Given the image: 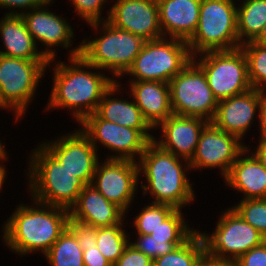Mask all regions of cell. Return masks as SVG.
Masks as SVG:
<instances>
[{
  "label": "cell",
  "mask_w": 266,
  "mask_h": 266,
  "mask_svg": "<svg viewBox=\"0 0 266 266\" xmlns=\"http://www.w3.org/2000/svg\"><path fill=\"white\" fill-rule=\"evenodd\" d=\"M182 209H177L150 234L159 240H187L197 229L191 228Z\"/></svg>",
  "instance_id": "32"
},
{
  "label": "cell",
  "mask_w": 266,
  "mask_h": 266,
  "mask_svg": "<svg viewBox=\"0 0 266 266\" xmlns=\"http://www.w3.org/2000/svg\"><path fill=\"white\" fill-rule=\"evenodd\" d=\"M191 60L187 41L170 37L145 41L133 64L122 77L130 76L129 81L169 83Z\"/></svg>",
  "instance_id": "8"
},
{
  "label": "cell",
  "mask_w": 266,
  "mask_h": 266,
  "mask_svg": "<svg viewBox=\"0 0 266 266\" xmlns=\"http://www.w3.org/2000/svg\"><path fill=\"white\" fill-rule=\"evenodd\" d=\"M8 151L6 150L3 142L0 140V163H4L8 159Z\"/></svg>",
  "instance_id": "46"
},
{
  "label": "cell",
  "mask_w": 266,
  "mask_h": 266,
  "mask_svg": "<svg viewBox=\"0 0 266 266\" xmlns=\"http://www.w3.org/2000/svg\"><path fill=\"white\" fill-rule=\"evenodd\" d=\"M202 0H157L163 37L188 41L196 31Z\"/></svg>",
  "instance_id": "23"
},
{
  "label": "cell",
  "mask_w": 266,
  "mask_h": 266,
  "mask_svg": "<svg viewBox=\"0 0 266 266\" xmlns=\"http://www.w3.org/2000/svg\"><path fill=\"white\" fill-rule=\"evenodd\" d=\"M88 26L100 36L92 38L90 35L78 42L81 45L80 56L90 65L110 72L114 81L123 80L122 76L133 64L145 41L113 26L108 20Z\"/></svg>",
  "instance_id": "5"
},
{
  "label": "cell",
  "mask_w": 266,
  "mask_h": 266,
  "mask_svg": "<svg viewBox=\"0 0 266 266\" xmlns=\"http://www.w3.org/2000/svg\"><path fill=\"white\" fill-rule=\"evenodd\" d=\"M177 209L168 204L148 203L135 215L134 233L150 235L161 223L169 218Z\"/></svg>",
  "instance_id": "31"
},
{
  "label": "cell",
  "mask_w": 266,
  "mask_h": 266,
  "mask_svg": "<svg viewBox=\"0 0 266 266\" xmlns=\"http://www.w3.org/2000/svg\"><path fill=\"white\" fill-rule=\"evenodd\" d=\"M136 105L149 125L155 129L173 114L169 83L161 81H128Z\"/></svg>",
  "instance_id": "22"
},
{
  "label": "cell",
  "mask_w": 266,
  "mask_h": 266,
  "mask_svg": "<svg viewBox=\"0 0 266 266\" xmlns=\"http://www.w3.org/2000/svg\"><path fill=\"white\" fill-rule=\"evenodd\" d=\"M36 147L27 158V171H24L30 196L38 202L70 211L86 185L72 176L40 143Z\"/></svg>",
  "instance_id": "4"
},
{
  "label": "cell",
  "mask_w": 266,
  "mask_h": 266,
  "mask_svg": "<svg viewBox=\"0 0 266 266\" xmlns=\"http://www.w3.org/2000/svg\"><path fill=\"white\" fill-rule=\"evenodd\" d=\"M265 99L266 92L250 89L243 94L220 100L212 123L220 130L244 141L251 125L259 118Z\"/></svg>",
  "instance_id": "18"
},
{
  "label": "cell",
  "mask_w": 266,
  "mask_h": 266,
  "mask_svg": "<svg viewBox=\"0 0 266 266\" xmlns=\"http://www.w3.org/2000/svg\"><path fill=\"white\" fill-rule=\"evenodd\" d=\"M126 216L122 208L108 201L91 184L82 189L76 204L69 211L71 219L96 228L124 223Z\"/></svg>",
  "instance_id": "20"
},
{
  "label": "cell",
  "mask_w": 266,
  "mask_h": 266,
  "mask_svg": "<svg viewBox=\"0 0 266 266\" xmlns=\"http://www.w3.org/2000/svg\"><path fill=\"white\" fill-rule=\"evenodd\" d=\"M239 43L254 41L266 23V0H237Z\"/></svg>",
  "instance_id": "26"
},
{
  "label": "cell",
  "mask_w": 266,
  "mask_h": 266,
  "mask_svg": "<svg viewBox=\"0 0 266 266\" xmlns=\"http://www.w3.org/2000/svg\"><path fill=\"white\" fill-rule=\"evenodd\" d=\"M41 145L85 185H90L99 162V153L91 144L89 137L78 129L55 137L54 140L41 141Z\"/></svg>",
  "instance_id": "15"
},
{
  "label": "cell",
  "mask_w": 266,
  "mask_h": 266,
  "mask_svg": "<svg viewBox=\"0 0 266 266\" xmlns=\"http://www.w3.org/2000/svg\"><path fill=\"white\" fill-rule=\"evenodd\" d=\"M208 123L202 118L172 114L155 128V131L160 130L161 136H154L153 142L161 149L190 161Z\"/></svg>",
  "instance_id": "19"
},
{
  "label": "cell",
  "mask_w": 266,
  "mask_h": 266,
  "mask_svg": "<svg viewBox=\"0 0 266 266\" xmlns=\"http://www.w3.org/2000/svg\"><path fill=\"white\" fill-rule=\"evenodd\" d=\"M246 55L252 89L266 92V46L249 41L240 46Z\"/></svg>",
  "instance_id": "30"
},
{
  "label": "cell",
  "mask_w": 266,
  "mask_h": 266,
  "mask_svg": "<svg viewBox=\"0 0 266 266\" xmlns=\"http://www.w3.org/2000/svg\"><path fill=\"white\" fill-rule=\"evenodd\" d=\"M137 236V237H136ZM135 240H129V244L136 250L143 252L146 256L152 260L163 256L177 246L183 244L186 240H159L154 239L150 235L136 234Z\"/></svg>",
  "instance_id": "34"
},
{
  "label": "cell",
  "mask_w": 266,
  "mask_h": 266,
  "mask_svg": "<svg viewBox=\"0 0 266 266\" xmlns=\"http://www.w3.org/2000/svg\"><path fill=\"white\" fill-rule=\"evenodd\" d=\"M49 60H26L0 55V109L13 112V120H22L37 87L45 77ZM12 110V111H11Z\"/></svg>",
  "instance_id": "6"
},
{
  "label": "cell",
  "mask_w": 266,
  "mask_h": 266,
  "mask_svg": "<svg viewBox=\"0 0 266 266\" xmlns=\"http://www.w3.org/2000/svg\"><path fill=\"white\" fill-rule=\"evenodd\" d=\"M48 0H0V9H7L5 15H22L43 5Z\"/></svg>",
  "instance_id": "38"
},
{
  "label": "cell",
  "mask_w": 266,
  "mask_h": 266,
  "mask_svg": "<svg viewBox=\"0 0 266 266\" xmlns=\"http://www.w3.org/2000/svg\"><path fill=\"white\" fill-rule=\"evenodd\" d=\"M204 72L214 97L220 101L252 89L248 63L242 48L207 51L192 57Z\"/></svg>",
  "instance_id": "9"
},
{
  "label": "cell",
  "mask_w": 266,
  "mask_h": 266,
  "mask_svg": "<svg viewBox=\"0 0 266 266\" xmlns=\"http://www.w3.org/2000/svg\"><path fill=\"white\" fill-rule=\"evenodd\" d=\"M84 266H113L95 246L88 247L83 251Z\"/></svg>",
  "instance_id": "40"
},
{
  "label": "cell",
  "mask_w": 266,
  "mask_h": 266,
  "mask_svg": "<svg viewBox=\"0 0 266 266\" xmlns=\"http://www.w3.org/2000/svg\"><path fill=\"white\" fill-rule=\"evenodd\" d=\"M198 230L171 252L154 259L152 266H198L206 255L205 242Z\"/></svg>",
  "instance_id": "27"
},
{
  "label": "cell",
  "mask_w": 266,
  "mask_h": 266,
  "mask_svg": "<svg viewBox=\"0 0 266 266\" xmlns=\"http://www.w3.org/2000/svg\"><path fill=\"white\" fill-rule=\"evenodd\" d=\"M54 2L48 0L43 5L25 12L21 17L36 44L40 43L43 46L41 52L48 60L57 59L56 49L59 47L69 50L68 58L80 56L81 45L72 47L76 33L68 19L47 8Z\"/></svg>",
  "instance_id": "12"
},
{
  "label": "cell",
  "mask_w": 266,
  "mask_h": 266,
  "mask_svg": "<svg viewBox=\"0 0 266 266\" xmlns=\"http://www.w3.org/2000/svg\"><path fill=\"white\" fill-rule=\"evenodd\" d=\"M6 165H4L3 163H0V192L3 189V185L5 183V180H7V168L5 167Z\"/></svg>",
  "instance_id": "44"
},
{
  "label": "cell",
  "mask_w": 266,
  "mask_h": 266,
  "mask_svg": "<svg viewBox=\"0 0 266 266\" xmlns=\"http://www.w3.org/2000/svg\"><path fill=\"white\" fill-rule=\"evenodd\" d=\"M107 20L115 27L131 32L144 41L163 37L157 0H114Z\"/></svg>",
  "instance_id": "17"
},
{
  "label": "cell",
  "mask_w": 266,
  "mask_h": 266,
  "mask_svg": "<svg viewBox=\"0 0 266 266\" xmlns=\"http://www.w3.org/2000/svg\"><path fill=\"white\" fill-rule=\"evenodd\" d=\"M115 81L112 86L103 94L101 101L95 113L102 119L117 123L120 126L129 127L139 130L150 142L153 141L154 135L151 133L154 129L149 125L143 117L142 112L136 105L131 94L128 92L129 98L124 99L118 97L117 94L123 87L121 82ZM118 97V98H117Z\"/></svg>",
  "instance_id": "21"
},
{
  "label": "cell",
  "mask_w": 266,
  "mask_h": 266,
  "mask_svg": "<svg viewBox=\"0 0 266 266\" xmlns=\"http://www.w3.org/2000/svg\"><path fill=\"white\" fill-rule=\"evenodd\" d=\"M125 223L110 227L97 228L96 247L101 254L114 265L129 245L130 234H127Z\"/></svg>",
  "instance_id": "29"
},
{
  "label": "cell",
  "mask_w": 266,
  "mask_h": 266,
  "mask_svg": "<svg viewBox=\"0 0 266 266\" xmlns=\"http://www.w3.org/2000/svg\"><path fill=\"white\" fill-rule=\"evenodd\" d=\"M68 228L77 237L79 245L83 251L87 250L90 246L96 245L97 228L89 226L69 217Z\"/></svg>",
  "instance_id": "36"
},
{
  "label": "cell",
  "mask_w": 266,
  "mask_h": 266,
  "mask_svg": "<svg viewBox=\"0 0 266 266\" xmlns=\"http://www.w3.org/2000/svg\"><path fill=\"white\" fill-rule=\"evenodd\" d=\"M228 188L242 193L241 199L266 198V168L246 148L231 166L224 179Z\"/></svg>",
  "instance_id": "24"
},
{
  "label": "cell",
  "mask_w": 266,
  "mask_h": 266,
  "mask_svg": "<svg viewBox=\"0 0 266 266\" xmlns=\"http://www.w3.org/2000/svg\"><path fill=\"white\" fill-rule=\"evenodd\" d=\"M259 121H257L259 124L257 125L259 128V135L258 142H264L266 143V99L262 103V106L260 108L259 118H257Z\"/></svg>",
  "instance_id": "41"
},
{
  "label": "cell",
  "mask_w": 266,
  "mask_h": 266,
  "mask_svg": "<svg viewBox=\"0 0 266 266\" xmlns=\"http://www.w3.org/2000/svg\"><path fill=\"white\" fill-rule=\"evenodd\" d=\"M137 164L139 181L142 176L146 181L144 184L141 182L140 190L144 196L149 193L152 203L168 204L176 209L193 204L196 194L187 176L191 172L188 160L161 149L151 141Z\"/></svg>",
  "instance_id": "3"
},
{
  "label": "cell",
  "mask_w": 266,
  "mask_h": 266,
  "mask_svg": "<svg viewBox=\"0 0 266 266\" xmlns=\"http://www.w3.org/2000/svg\"><path fill=\"white\" fill-rule=\"evenodd\" d=\"M230 207L266 238V198L241 199Z\"/></svg>",
  "instance_id": "33"
},
{
  "label": "cell",
  "mask_w": 266,
  "mask_h": 266,
  "mask_svg": "<svg viewBox=\"0 0 266 266\" xmlns=\"http://www.w3.org/2000/svg\"><path fill=\"white\" fill-rule=\"evenodd\" d=\"M258 143H257L258 146L256 148L255 147L253 148L254 151L250 149V147H253L252 145L249 146L248 144L246 145L248 146L246 148L257 158V160L262 164V166L266 168V143L264 142H258Z\"/></svg>",
  "instance_id": "42"
},
{
  "label": "cell",
  "mask_w": 266,
  "mask_h": 266,
  "mask_svg": "<svg viewBox=\"0 0 266 266\" xmlns=\"http://www.w3.org/2000/svg\"><path fill=\"white\" fill-rule=\"evenodd\" d=\"M79 125L82 126L79 128L89 137L97 151L101 145L111 152L109 155V151L107 152L106 159L137 162L150 143L139 130L106 121L96 113L87 116Z\"/></svg>",
  "instance_id": "13"
},
{
  "label": "cell",
  "mask_w": 266,
  "mask_h": 266,
  "mask_svg": "<svg viewBox=\"0 0 266 266\" xmlns=\"http://www.w3.org/2000/svg\"><path fill=\"white\" fill-rule=\"evenodd\" d=\"M77 237L67 227L44 255L50 266H84Z\"/></svg>",
  "instance_id": "28"
},
{
  "label": "cell",
  "mask_w": 266,
  "mask_h": 266,
  "mask_svg": "<svg viewBox=\"0 0 266 266\" xmlns=\"http://www.w3.org/2000/svg\"><path fill=\"white\" fill-rule=\"evenodd\" d=\"M153 260L143 252L128 245L113 266H152Z\"/></svg>",
  "instance_id": "37"
},
{
  "label": "cell",
  "mask_w": 266,
  "mask_h": 266,
  "mask_svg": "<svg viewBox=\"0 0 266 266\" xmlns=\"http://www.w3.org/2000/svg\"><path fill=\"white\" fill-rule=\"evenodd\" d=\"M187 44L192 57L239 48L236 0H202L196 31Z\"/></svg>",
  "instance_id": "7"
},
{
  "label": "cell",
  "mask_w": 266,
  "mask_h": 266,
  "mask_svg": "<svg viewBox=\"0 0 266 266\" xmlns=\"http://www.w3.org/2000/svg\"><path fill=\"white\" fill-rule=\"evenodd\" d=\"M0 38L4 50L0 55L26 60H48L29 33L21 15H3L0 19Z\"/></svg>",
  "instance_id": "25"
},
{
  "label": "cell",
  "mask_w": 266,
  "mask_h": 266,
  "mask_svg": "<svg viewBox=\"0 0 266 266\" xmlns=\"http://www.w3.org/2000/svg\"><path fill=\"white\" fill-rule=\"evenodd\" d=\"M99 160L91 185L108 201L115 203L126 213L134 203L138 192V164L132 160L104 159ZM101 162V163H100ZM136 192V193H135Z\"/></svg>",
  "instance_id": "14"
},
{
  "label": "cell",
  "mask_w": 266,
  "mask_h": 266,
  "mask_svg": "<svg viewBox=\"0 0 266 266\" xmlns=\"http://www.w3.org/2000/svg\"><path fill=\"white\" fill-rule=\"evenodd\" d=\"M70 4L74 7V14L79 16L85 24H94L102 21H106L107 18L102 16L106 3L109 4V0H69ZM104 5V6H103Z\"/></svg>",
  "instance_id": "35"
},
{
  "label": "cell",
  "mask_w": 266,
  "mask_h": 266,
  "mask_svg": "<svg viewBox=\"0 0 266 266\" xmlns=\"http://www.w3.org/2000/svg\"><path fill=\"white\" fill-rule=\"evenodd\" d=\"M28 204H17L14 212L3 222L2 241L20 257L49 251L68 227L69 210L30 199Z\"/></svg>",
  "instance_id": "2"
},
{
  "label": "cell",
  "mask_w": 266,
  "mask_h": 266,
  "mask_svg": "<svg viewBox=\"0 0 266 266\" xmlns=\"http://www.w3.org/2000/svg\"><path fill=\"white\" fill-rule=\"evenodd\" d=\"M244 143L209 122L202 130L194 156L189 161L191 171L218 168L224 179L238 156L246 149L247 144Z\"/></svg>",
  "instance_id": "16"
},
{
  "label": "cell",
  "mask_w": 266,
  "mask_h": 266,
  "mask_svg": "<svg viewBox=\"0 0 266 266\" xmlns=\"http://www.w3.org/2000/svg\"><path fill=\"white\" fill-rule=\"evenodd\" d=\"M173 114L212 122L218 105L204 72L191 60L169 82Z\"/></svg>",
  "instance_id": "11"
},
{
  "label": "cell",
  "mask_w": 266,
  "mask_h": 266,
  "mask_svg": "<svg viewBox=\"0 0 266 266\" xmlns=\"http://www.w3.org/2000/svg\"><path fill=\"white\" fill-rule=\"evenodd\" d=\"M49 63L53 64V84L45 111L67 109L77 124L95 113L103 94L115 82L109 73L106 76V72L81 56L68 58V62L53 59Z\"/></svg>",
  "instance_id": "1"
},
{
  "label": "cell",
  "mask_w": 266,
  "mask_h": 266,
  "mask_svg": "<svg viewBox=\"0 0 266 266\" xmlns=\"http://www.w3.org/2000/svg\"><path fill=\"white\" fill-rule=\"evenodd\" d=\"M236 266H266V241L235 261Z\"/></svg>",
  "instance_id": "39"
},
{
  "label": "cell",
  "mask_w": 266,
  "mask_h": 266,
  "mask_svg": "<svg viewBox=\"0 0 266 266\" xmlns=\"http://www.w3.org/2000/svg\"><path fill=\"white\" fill-rule=\"evenodd\" d=\"M254 42L265 45L266 46V23L264 24L262 32L259 36L254 40Z\"/></svg>",
  "instance_id": "45"
},
{
  "label": "cell",
  "mask_w": 266,
  "mask_h": 266,
  "mask_svg": "<svg viewBox=\"0 0 266 266\" xmlns=\"http://www.w3.org/2000/svg\"><path fill=\"white\" fill-rule=\"evenodd\" d=\"M200 266H236L233 261H220L209 258L207 255L200 261Z\"/></svg>",
  "instance_id": "43"
},
{
  "label": "cell",
  "mask_w": 266,
  "mask_h": 266,
  "mask_svg": "<svg viewBox=\"0 0 266 266\" xmlns=\"http://www.w3.org/2000/svg\"><path fill=\"white\" fill-rule=\"evenodd\" d=\"M224 210L212 234L207 231L200 233L209 258L235 262L250 249L261 245L266 238L231 207Z\"/></svg>",
  "instance_id": "10"
}]
</instances>
